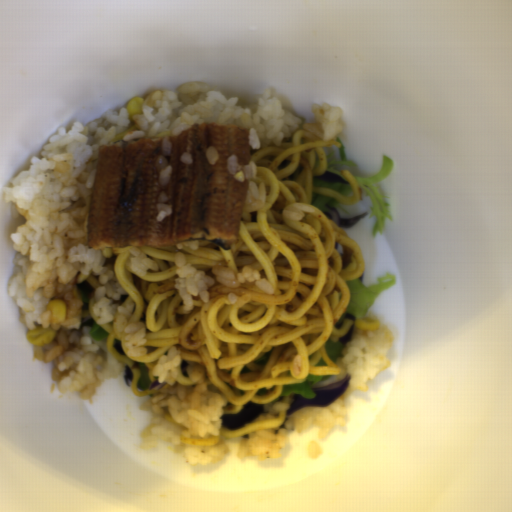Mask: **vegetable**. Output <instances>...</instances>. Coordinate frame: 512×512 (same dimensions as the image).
<instances>
[{"mask_svg": "<svg viewBox=\"0 0 512 512\" xmlns=\"http://www.w3.org/2000/svg\"><path fill=\"white\" fill-rule=\"evenodd\" d=\"M376 281L378 283L376 285H365L359 277L355 280L344 281L349 290V301L335 326L341 328L346 319H351V326L337 341H330L328 339L325 342L328 357L338 366L340 364L337 359L342 357L348 341L351 340L356 329L357 320L359 318H366L372 304L384 291L396 283L397 277L387 272L381 274Z\"/></svg>", "mask_w": 512, "mask_h": 512, "instance_id": "1", "label": "vegetable"}, {"mask_svg": "<svg viewBox=\"0 0 512 512\" xmlns=\"http://www.w3.org/2000/svg\"><path fill=\"white\" fill-rule=\"evenodd\" d=\"M383 162L378 172L372 177L352 176L356 181L359 192L366 195L372 203L369 217H375L376 221L371 228V236H377L384 231L386 219L392 221L387 200L376 190L375 184L388 176L393 168L394 160L383 155Z\"/></svg>", "mask_w": 512, "mask_h": 512, "instance_id": "2", "label": "vegetable"}, {"mask_svg": "<svg viewBox=\"0 0 512 512\" xmlns=\"http://www.w3.org/2000/svg\"><path fill=\"white\" fill-rule=\"evenodd\" d=\"M340 147L323 146L326 155L327 168L322 175L313 177L311 186L325 187L345 197L352 196V188L339 166H355L354 160H349L345 154L344 145Z\"/></svg>", "mask_w": 512, "mask_h": 512, "instance_id": "3", "label": "vegetable"}, {"mask_svg": "<svg viewBox=\"0 0 512 512\" xmlns=\"http://www.w3.org/2000/svg\"><path fill=\"white\" fill-rule=\"evenodd\" d=\"M333 375L334 374H309L306 379L299 384L283 385L277 396L286 397L293 394L294 396L301 395L306 399L316 397L314 385L321 383L323 380Z\"/></svg>", "mask_w": 512, "mask_h": 512, "instance_id": "4", "label": "vegetable"}, {"mask_svg": "<svg viewBox=\"0 0 512 512\" xmlns=\"http://www.w3.org/2000/svg\"><path fill=\"white\" fill-rule=\"evenodd\" d=\"M341 201L334 199L331 196L321 193H312L311 205L319 209L321 212H326L328 206H333L337 209Z\"/></svg>", "mask_w": 512, "mask_h": 512, "instance_id": "5", "label": "vegetable"}, {"mask_svg": "<svg viewBox=\"0 0 512 512\" xmlns=\"http://www.w3.org/2000/svg\"><path fill=\"white\" fill-rule=\"evenodd\" d=\"M137 364H138V367L140 370V375H139V379L137 381L136 387H137L138 391H140V390L145 389L148 386H150L151 380L149 379L147 365L144 364L143 362H137Z\"/></svg>", "mask_w": 512, "mask_h": 512, "instance_id": "6", "label": "vegetable"}, {"mask_svg": "<svg viewBox=\"0 0 512 512\" xmlns=\"http://www.w3.org/2000/svg\"><path fill=\"white\" fill-rule=\"evenodd\" d=\"M88 333L90 337L96 341L101 339L107 340V336L109 335V332H106L96 321L91 325Z\"/></svg>", "mask_w": 512, "mask_h": 512, "instance_id": "7", "label": "vegetable"}]
</instances>
